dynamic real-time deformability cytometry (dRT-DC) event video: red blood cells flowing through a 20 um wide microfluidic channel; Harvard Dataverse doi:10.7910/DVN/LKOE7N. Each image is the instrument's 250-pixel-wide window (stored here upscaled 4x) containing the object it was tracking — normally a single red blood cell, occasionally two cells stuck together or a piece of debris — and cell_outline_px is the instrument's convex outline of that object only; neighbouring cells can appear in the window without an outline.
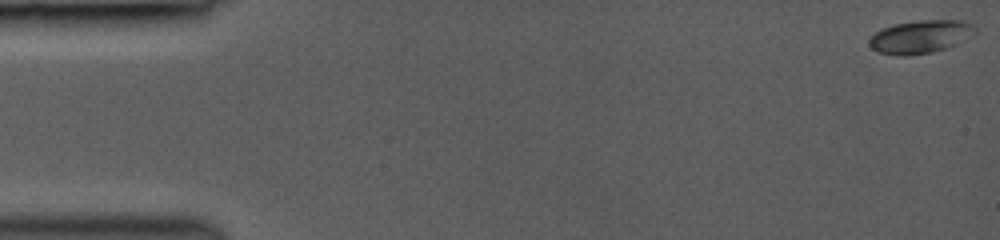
{"species": "common noctule bat (a hibernating species)", "species_latin": "Nyctalus noctula", "temperature_condition": "room temperature", "stored_images_in_passage": 26, "camera_frame_rate_fps": 3000, "um_per_image_px": 0.085, "animal": {"sex": "female", "body_mass_g": 19.0, "forearm_length_mm": 53.3}, "frame": {"image": 1, "passage_image": 1, "time_ms": 0.0, "image_size_px": [1000, 240], "cell_outline_px": [[976, 32], [956, 44], [948, 48], [932, 52], [904, 56], [896, 56], [876, 52], [868, 44], [868, 40], [876, 32], [884, 28], [896, 24], [920, 20], [964, 20], [972, 24], [976, 28]], "centroid_in_image_um": [78.23, 3.13], "position_along_channel_um": 6.8, "area_um2": 20.4}}
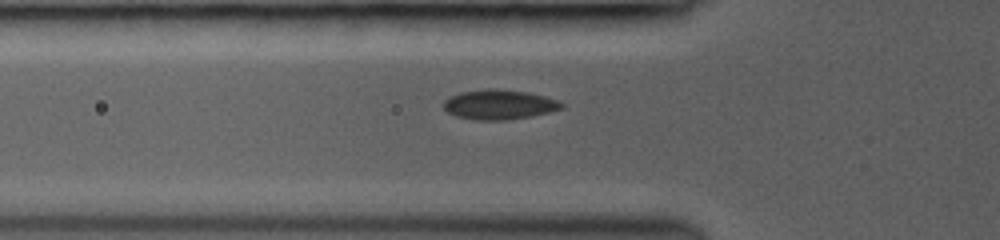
{"frame": {"image": 2, "passage_image": 18, "time_ms": 5.333, "image_size_px": [1000, 240], "cell_outline_px": [[564, 108], [532, 116], [508, 120], [472, 120], [456, 116], [448, 112], [444, 108], [444, 100], [448, 96], [460, 92], [484, 88], [496, 88], [528, 92], [544, 96], [556, 100], [564, 104]], "centroid_in_image_um": [42.4, 8.88], "position_along_channel_um": 83.4, "area_um2": 20.69}}
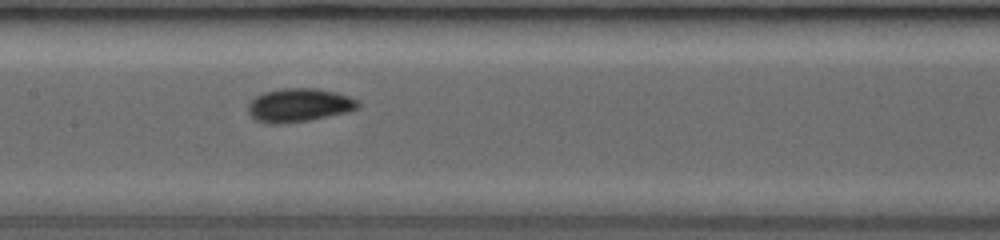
{"frame": {"image": 3, "passage_image": 25, "time_ms": 7.667, "image_size_px": [1000, 240], "cell_outline_px": [[360, 108], [348, 112], [308, 120], [280, 124], [268, 124], [256, 120], [248, 112], [248, 104], [256, 96], [264, 92], [280, 88], [316, 88], [336, 92], [348, 96], [356, 100], [360, 104]], "centroid_in_image_um": [25.42, 8.93], "position_along_channel_um": 182.0, "area_um2": 21.5}}